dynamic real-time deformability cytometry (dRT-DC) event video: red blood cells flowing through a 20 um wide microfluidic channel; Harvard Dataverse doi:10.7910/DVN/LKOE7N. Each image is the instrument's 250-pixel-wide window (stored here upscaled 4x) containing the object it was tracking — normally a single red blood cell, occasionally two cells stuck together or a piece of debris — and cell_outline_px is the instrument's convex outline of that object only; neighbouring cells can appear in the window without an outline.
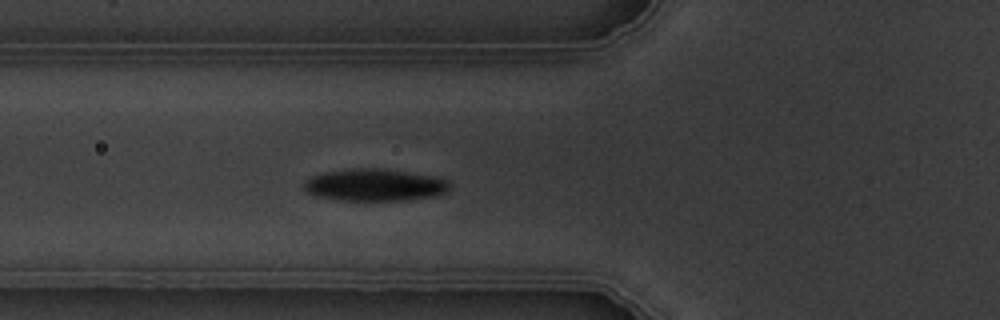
{"species": "common noctule bat (a hibernating species)", "species_latin": "Nyctalus noctula", "temperature_condition": "warm", "stored_images_in_passage": 5, "camera_frame_rate_fps": 3000, "um_per_image_px": 0.085, "animal": {"sex": "male", "body_mass_g": 19.5, "forearm_length_mm": 54.6}, "frame": {"image": 1, "passage_image": 5, "time_ms": 4.667, "image_size_px": [1000, 320], "cell_outline_px": [[448, 192], [432, 196], [404, 200], [340, 200], [316, 196], [308, 192], [304, 188], [304, 184], [312, 176], [324, 172], [348, 168], [384, 168], [436, 176], [448, 180]], "centroid_in_image_um": [31.86, 15.7], "position_along_channel_um": 93.9, "area_um2": 27.28}}